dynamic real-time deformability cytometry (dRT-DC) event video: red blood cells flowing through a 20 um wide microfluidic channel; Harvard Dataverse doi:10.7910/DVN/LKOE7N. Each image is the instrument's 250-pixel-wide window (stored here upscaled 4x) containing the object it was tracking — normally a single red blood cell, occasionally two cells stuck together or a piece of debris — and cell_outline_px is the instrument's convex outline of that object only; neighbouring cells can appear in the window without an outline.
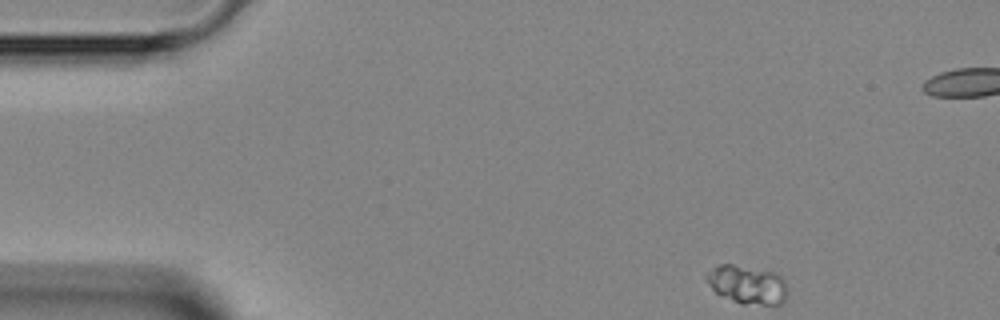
{"species": "Egyptian fruit bat (a non-hibernating species)", "species_latin": "Rousettus aegyptiacus", "temperature_condition": "room temperature", "stored_images_in_passage": 44, "camera_frame_rate_fps": 3000, "um_per_image_px": 0.085, "animal": {"sex": "female"}, "frame": {"image": 1, "passage_image": 1, "time_ms": 0.0, "image_size_px": [1000, 320], "cell_outline_px": [[784, 300], [780, 304], [744, 304], [720, 296], [712, 288], [704, 276], [712, 268], [720, 264], [732, 264], [776, 272], [784, 280]], "centroid_in_image_um": [63.47, 24.17], "position_along_channel_um": 21.5, "area_um2": 17.86}}
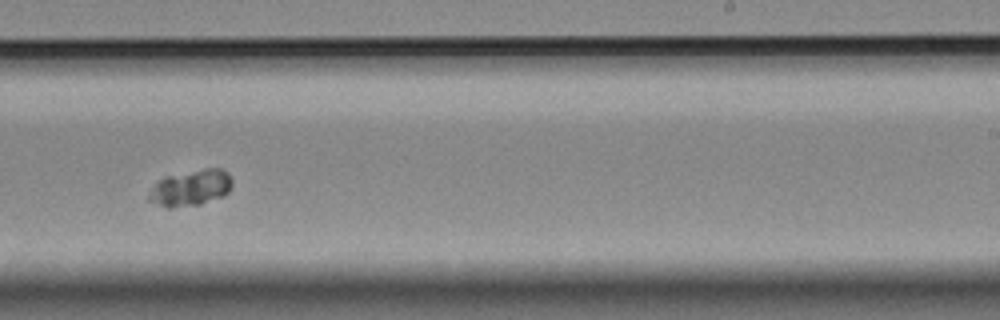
{"frame": {"image": 2, "passage_image": 25, "time_ms": 8.0, "image_size_px": [1000, 320], "cell_outline_px": [[232, 184], [228, 192], [220, 196], [200, 204], [172, 208], [168, 208], [148, 200], [148, 196], [152, 188], [164, 176], [204, 168], [220, 168], [228, 172], [232, 180]], "centroid_in_image_um": [16.21, 15.95], "position_along_channel_um": 272.8, "area_um2": 17.34}}
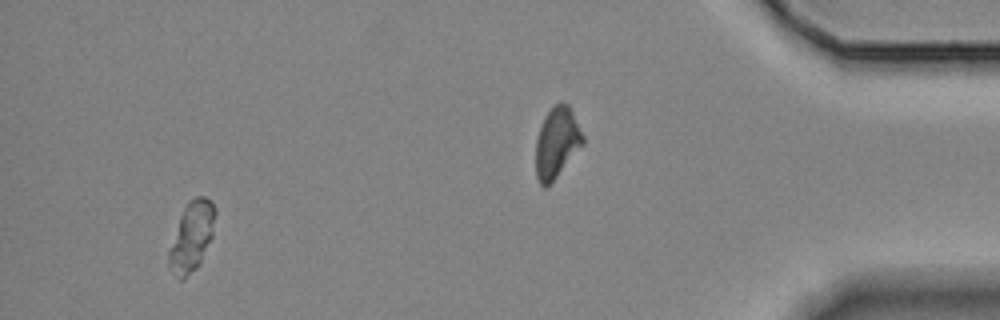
{"frame": {"image": 3, "passage_image": 41, "time_ms": 13.333, "image_size_px": [1000, 320], "cell_outline_px": [[216, 212], [212, 236], [200, 264], [184, 280], [180, 280], [168, 264], [168, 252], [180, 216], [188, 200], [196, 196], [204, 196], [216, 208]], "centroid_in_image_um": [16.3, 20.1], "position_along_channel_um": 418.9, "area_um2": 18.67}}